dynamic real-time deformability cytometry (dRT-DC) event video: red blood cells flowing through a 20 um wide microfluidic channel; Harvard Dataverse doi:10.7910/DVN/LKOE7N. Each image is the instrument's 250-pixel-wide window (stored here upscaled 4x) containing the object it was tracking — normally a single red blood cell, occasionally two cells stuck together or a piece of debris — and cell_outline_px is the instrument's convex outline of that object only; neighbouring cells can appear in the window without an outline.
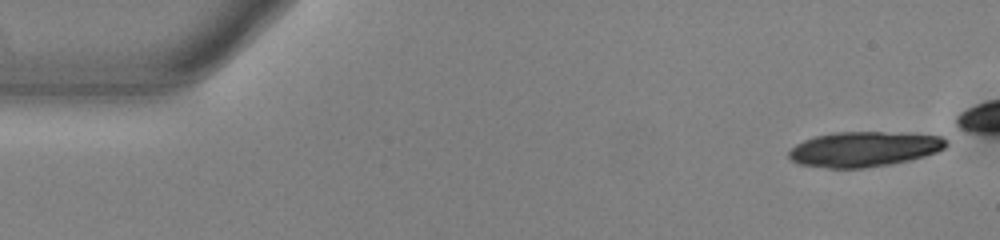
{"species": "common noctule bat (a hibernating species)", "species_latin": "Nyctalus noctula", "temperature_condition": "warm", "stored_images_in_passage": 13, "camera_frame_rate_fps": 3000, "um_per_image_px": 0.085, "animal": {"sex": "male", "body_mass_g": 13.0, "forearm_length_mm": 53.1}, "frame": {"image": 1, "passage_image": 1, "time_ms": 0.0, "image_size_px": [1000, 240], "cell_outline_px": [[948, 144], [944, 148], [936, 152], [924, 156], [892, 164], [864, 168], [828, 168], [796, 164], [788, 156], [788, 152], [796, 144], [804, 140], [816, 136], [832, 132], [948, 132]], "centroid_in_image_um": [73.6, 12.64], "position_along_channel_um": 11.4, "area_um2": 33.29}}